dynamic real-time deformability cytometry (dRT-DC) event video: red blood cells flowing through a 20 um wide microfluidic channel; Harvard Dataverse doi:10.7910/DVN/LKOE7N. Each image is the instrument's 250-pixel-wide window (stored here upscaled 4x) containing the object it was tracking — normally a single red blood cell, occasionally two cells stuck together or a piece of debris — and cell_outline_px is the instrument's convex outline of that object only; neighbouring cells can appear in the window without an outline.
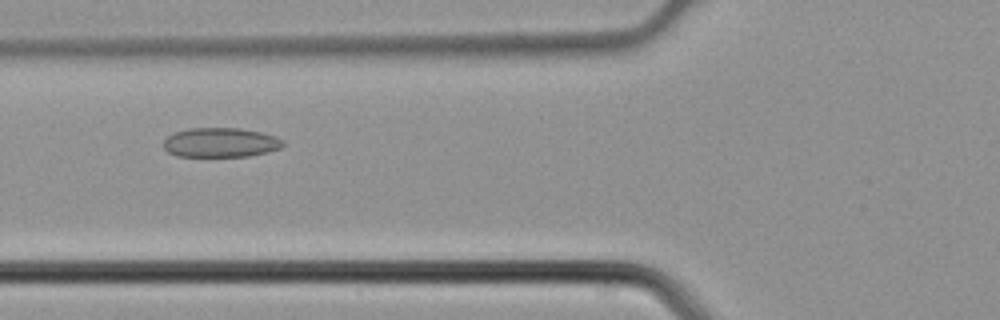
{"species": "common noctule bat (a hibernating species)", "species_latin": "Nyctalus noctula", "temperature_condition": "cold", "stored_images_in_passage": 4, "camera_frame_rate_fps": 3000, "um_per_image_px": 0.085, "animal": {"sex": "male", "body_mass_g": 21.5, "forearm_length_mm": 52.0}, "frame": {"image": 1, "passage_image": 3, "time_ms": 0.667, "image_size_px": [1000, 320], "cell_outline_px": [[284, 144], [280, 148], [268, 152], [248, 156], [176, 156], [168, 152], [164, 148], [164, 140], [168, 136], [176, 132], [188, 128], [240, 128], [260, 132], [276, 136], [284, 140]], "centroid_in_image_um": [18.76, 12.11], "position_along_channel_um": 107.0, "area_um2": 20.52}}
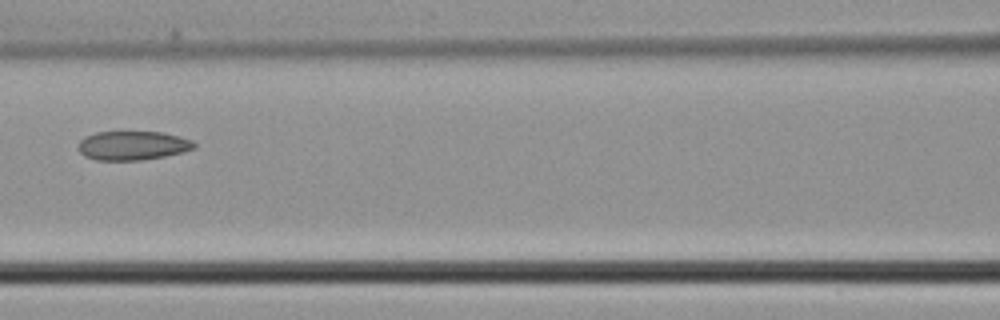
{"frame": {"image": 2, "passage_image": 4, "time_ms": 1.0, "image_size_px": [1000, 320], "cell_outline_px": [[196, 148], [184, 152], [164, 156], [140, 160], [96, 160], [84, 156], [80, 152], [80, 140], [84, 136], [96, 132], [160, 132], [192, 140], [196, 144]], "centroid_in_image_um": [11.28, 12.37], "position_along_channel_um": 155.3, "area_um2": 19.48}}